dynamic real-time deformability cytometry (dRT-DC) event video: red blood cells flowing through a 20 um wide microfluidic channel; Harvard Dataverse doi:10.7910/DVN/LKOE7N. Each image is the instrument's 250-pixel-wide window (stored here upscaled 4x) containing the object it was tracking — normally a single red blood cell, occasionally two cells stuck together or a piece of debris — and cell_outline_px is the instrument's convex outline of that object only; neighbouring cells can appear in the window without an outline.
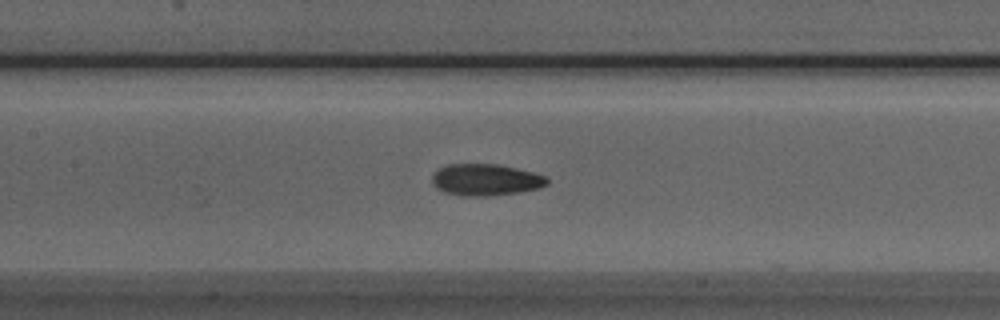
{"species": "Egyptian fruit bat (a non-hibernating species)", "species_latin": "Rousettus aegyptiacus", "temperature_condition": "room temperature", "stored_images_in_passage": 47, "camera_frame_rate_fps": 3000, "um_per_image_px": 0.085, "animal": {"sex": "male"}, "frame": {"image": 1, "passage_image": 24, "time_ms": 7.667, "image_size_px": [1000, 320], "cell_outline_px": [[548, 184], [540, 188], [520, 192], [488, 196], [464, 196], [444, 192], [436, 188], [432, 184], [432, 176], [440, 168], [448, 164], [500, 164], [548, 176]], "centroid_in_image_um": [41.3, 15.28], "position_along_channel_um": 166.1, "area_um2": 21.33}}
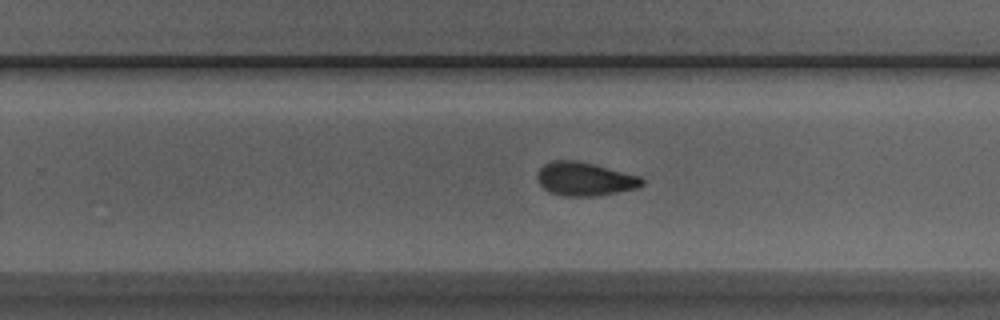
{"frame": {"image": 2, "passage_image": 33, "time_ms": 10.667, "image_size_px": [1000, 320], "cell_outline_px": [[644, 184], [636, 188], [600, 196], [564, 196], [548, 192], [540, 184], [536, 176], [540, 168], [544, 164], [552, 160], [576, 160], [596, 164], [640, 176], [644, 180]], "centroid_in_image_um": [49.7, 15.21], "position_along_channel_um": 280.1, "area_um2": 20.69}}
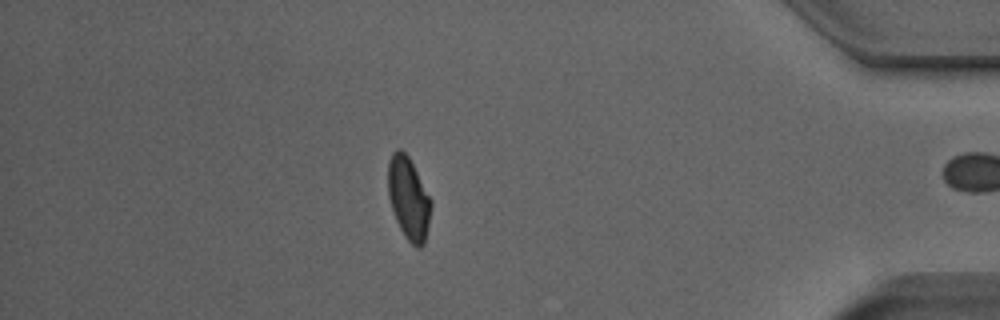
{"frame": {"image": 3, "passage_image": 46, "time_ms": 15.0, "image_size_px": [1000, 320], "cell_outline_px": [[432, 204], [424, 244], [420, 248], [416, 248], [404, 236], [396, 220], [388, 196], [388, 160], [392, 152], [396, 148], [400, 148], [408, 156], [432, 200]], "centroid_in_image_um": [34.72, 16.84], "position_along_channel_um": 400.5, "area_um2": 20.63}, "authors_computed_cell_mechanics": {"area_um2": 20.808, "velocity_mm_per_s": 3.8129, "shape_relaxation_time_tau1_ms": 6.382, "shape_relaxation_time_tau2_ms": 3.0908, "deformation_change_tau1": 0.1692, "deformation_change_tau2": 0.0915}}